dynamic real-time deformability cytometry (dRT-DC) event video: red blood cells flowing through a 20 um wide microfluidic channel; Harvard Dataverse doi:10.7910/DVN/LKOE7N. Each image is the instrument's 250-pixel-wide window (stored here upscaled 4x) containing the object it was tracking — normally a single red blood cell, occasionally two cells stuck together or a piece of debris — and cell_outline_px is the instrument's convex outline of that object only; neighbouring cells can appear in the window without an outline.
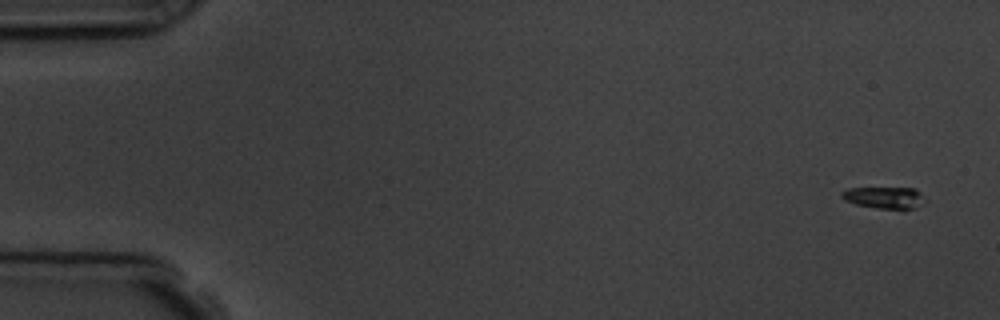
{"species": "common noctule bat (a hibernating species)", "species_latin": "Nyctalus noctula", "temperature_condition": "room temperature", "stored_images_in_passage": 4, "camera_frame_rate_fps": 3000, "um_per_image_px": 0.085, "animal": {"sex": "male", "body_mass_g": 19.5, "forearm_length_mm": 54.6}, "frame": {"image": 1, "passage_image": 1, "time_ms": 0.0, "image_size_px": [1000, 320], "cell_outline_px": [[928, 200], [916, 208], [876, 208], [856, 204], [844, 200], [840, 196], [840, 192], [848, 188], [916, 188]], "centroid_in_image_um": [75.19, 16.78], "position_along_channel_um": 9.8, "area_um2": 10.64}}